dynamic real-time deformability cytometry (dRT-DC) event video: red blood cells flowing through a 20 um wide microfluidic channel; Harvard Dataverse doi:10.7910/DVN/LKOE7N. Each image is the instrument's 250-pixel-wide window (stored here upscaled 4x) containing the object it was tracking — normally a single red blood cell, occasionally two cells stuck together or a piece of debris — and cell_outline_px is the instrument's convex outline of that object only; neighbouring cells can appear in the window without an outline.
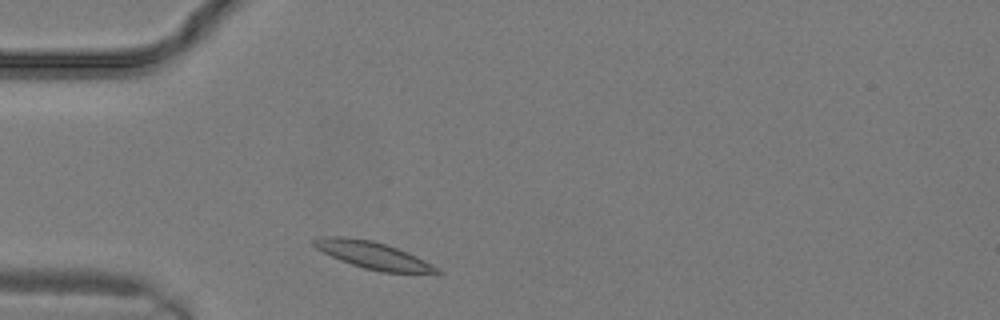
{"species": "common noctule bat (a hibernating species)", "species_latin": "Nyctalus noctula", "temperature_condition": "warm", "stored_images_in_passage": 9, "camera_frame_rate_fps": 3000, "um_per_image_px": 0.085, "animal": {"sex": "male", "body_mass_g": 19.2, "forearm_length_mm": 51.8}, "frame": {"image": 1, "passage_image": 2, "time_ms": 0.333, "image_size_px": [1000, 320], "cell_outline_px": [[444, 272], [440, 276], [380, 272], [364, 268], [340, 260], [316, 248], [312, 244], [312, 240], [320, 236], [344, 236], [372, 240], [396, 248], [416, 256]], "centroid_in_image_um": [31.8, 21.74], "position_along_channel_um": 53.2, "area_um2": 19.88}}
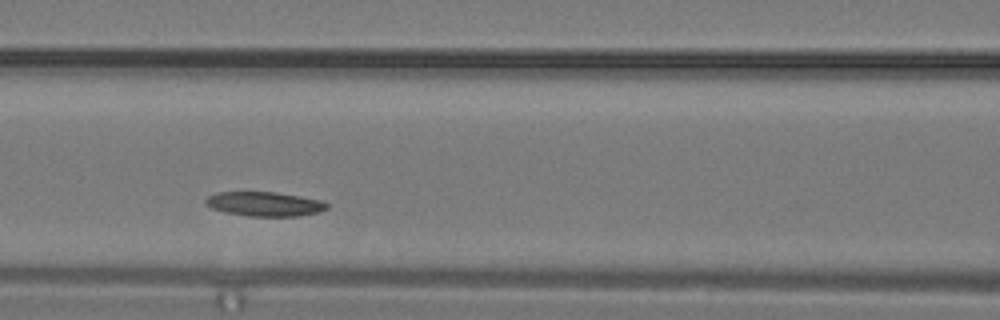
{"frame": {"image": 2, "passage_image": 6, "time_ms": 1.667, "image_size_px": [1000, 320], "cell_outline_px": [[328, 208], [316, 212], [300, 216], [248, 216], [224, 212], [212, 208], [204, 204], [204, 200], [208, 196], [216, 192], [276, 192], [300, 196], [320, 200], [328, 204]], "centroid_in_image_um": [22.44, 17.33], "position_along_channel_um": 144.2, "area_um2": 17.22}}
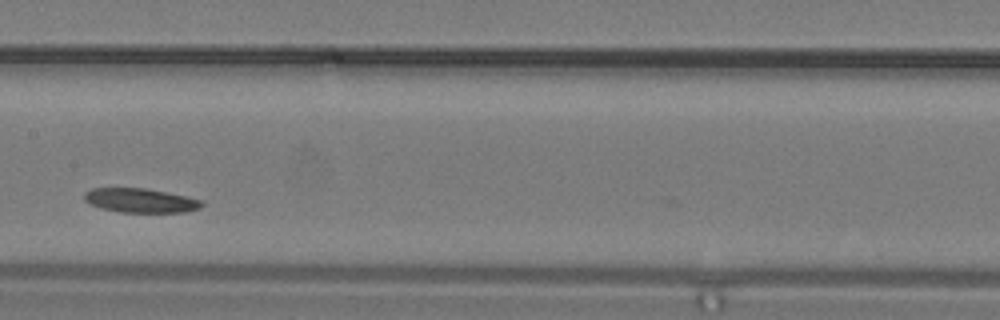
{"frame": {"image": 3, "passage_image": 8, "time_ms": 2.333, "image_size_px": [1000, 320], "cell_outline_px": [[204, 204], [200, 208], [188, 212], [120, 212], [100, 208], [88, 204], [84, 200], [84, 192], [92, 188], [144, 188], [188, 196], [200, 200]], "centroid_in_image_um": [11.92, 17.04], "position_along_channel_um": 195.5, "area_um2": 16.7}}